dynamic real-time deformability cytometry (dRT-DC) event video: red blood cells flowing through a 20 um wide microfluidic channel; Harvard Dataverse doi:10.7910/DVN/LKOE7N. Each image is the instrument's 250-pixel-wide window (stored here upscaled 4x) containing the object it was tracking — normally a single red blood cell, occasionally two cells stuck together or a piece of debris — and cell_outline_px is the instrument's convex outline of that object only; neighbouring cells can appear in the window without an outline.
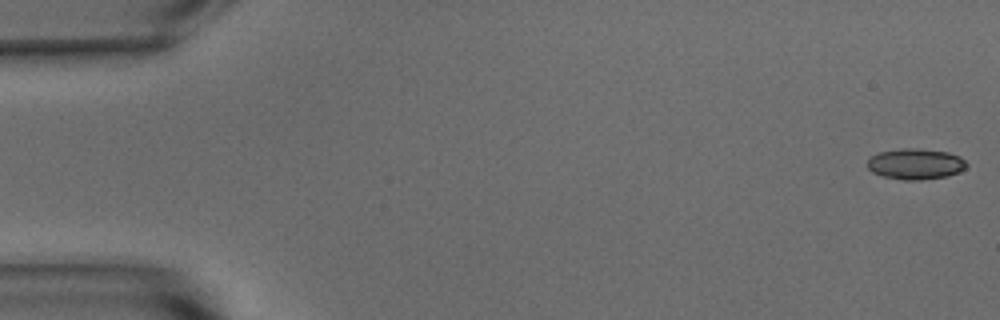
{"species": "common noctule bat (a hibernating species)", "species_latin": "Nyctalus noctula", "temperature_condition": "warm", "stored_images_in_passage": 51, "camera_frame_rate_fps": 3000, "um_per_image_px": 0.085, "animal": {"sex": "male", "body_mass_g": 15.6}, "frame": {"image": 1, "passage_image": 1, "time_ms": 0.0, "image_size_px": [1000, 320], "cell_outline_px": [[968, 164], [960, 172], [948, 176], [920, 180], [904, 180], [884, 176], [872, 172], [868, 168], [868, 160], [872, 156], [880, 152], [900, 148], [920, 148], [948, 152], [960, 156]], "centroid_in_image_um": [77.85, 13.93], "position_along_channel_um": 7.2, "area_um2": 17.86}}
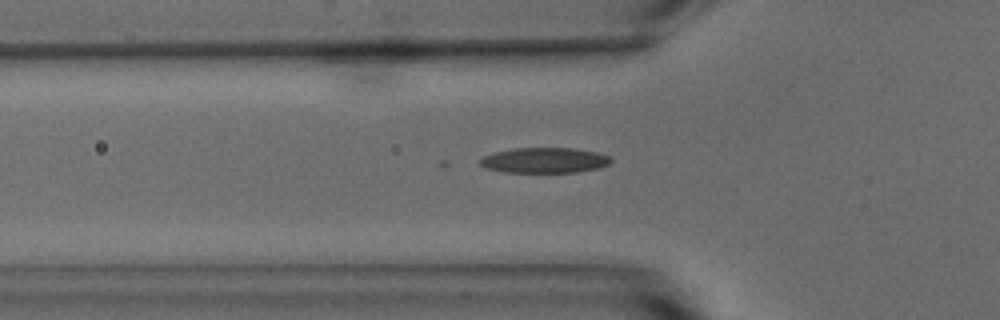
{"frame": {"image": 2, "passage_image": 18, "time_ms": 5.667, "image_size_px": [1000, 320], "cell_outline_px": [[612, 160], [608, 164], [600, 168], [576, 172], [504, 172], [488, 168], [480, 164], [480, 160], [484, 156], [492, 152], [516, 148], [572, 148], [596, 152], [608, 156]], "centroid_in_image_um": [46.28, 13.62], "position_along_channel_um": 79.5, "area_um2": 19.19}}
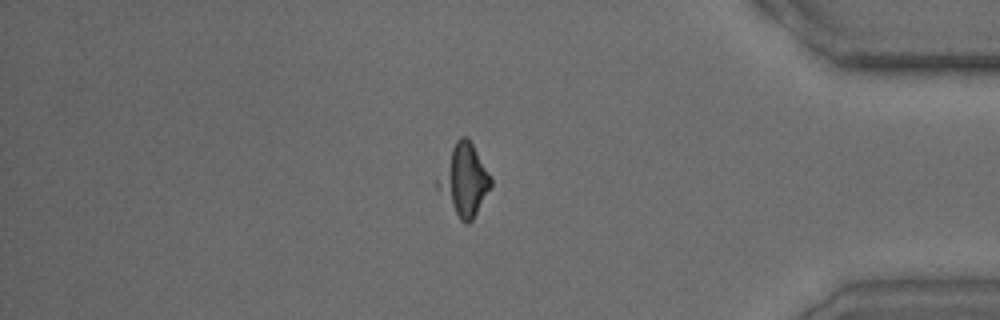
{"frame": {"image": 3, "passage_image": 45, "time_ms": 14.667, "image_size_px": [1000, 320], "cell_outline_px": [[492, 188], [472, 220], [468, 224], [460, 220], [436, 188], [436, 180], [456, 140], [460, 136], [468, 136], [492, 180]], "centroid_in_image_um": [39.45, 15.32], "position_along_channel_um": 395.7, "area_um2": 21.73}}